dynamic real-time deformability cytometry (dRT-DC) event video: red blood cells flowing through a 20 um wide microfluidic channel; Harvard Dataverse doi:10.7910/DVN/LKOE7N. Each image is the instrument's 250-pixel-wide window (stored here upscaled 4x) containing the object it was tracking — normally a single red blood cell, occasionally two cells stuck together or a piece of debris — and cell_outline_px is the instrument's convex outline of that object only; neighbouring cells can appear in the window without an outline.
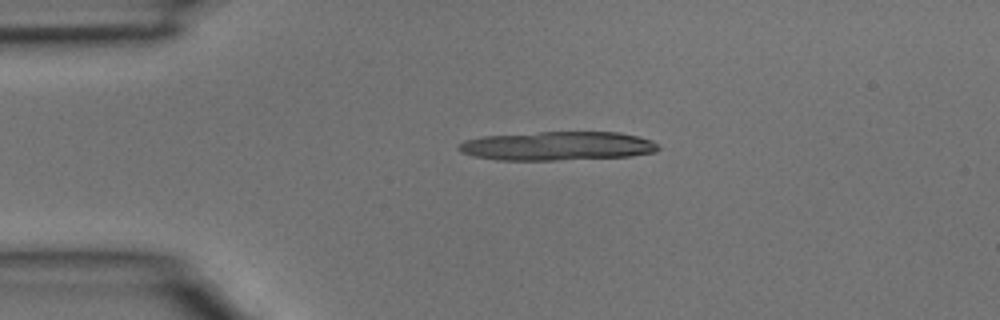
{"species": "common noctule bat (a hibernating species)", "species_latin": "Nyctalus noctula", "temperature_condition": "room temperature", "stored_images_in_passage": 3, "camera_frame_rate_fps": 3000, "um_per_image_px": 0.085, "animal": {"sex": "male", "body_mass_g": 15.6}, "frame": {"image": 1, "passage_image": 1, "time_ms": 0.0, "image_size_px": [1000, 320], "cell_outline_px": [[660, 148], [656, 152], [632, 156], [556, 160], [496, 160], [476, 156], [460, 152], [460, 144], [464, 140], [484, 136], [540, 132], [620, 132], [652, 140]], "centroid_in_image_um": [47.41, 12.41], "position_along_channel_um": 37.6, "area_um2": 33.47}}